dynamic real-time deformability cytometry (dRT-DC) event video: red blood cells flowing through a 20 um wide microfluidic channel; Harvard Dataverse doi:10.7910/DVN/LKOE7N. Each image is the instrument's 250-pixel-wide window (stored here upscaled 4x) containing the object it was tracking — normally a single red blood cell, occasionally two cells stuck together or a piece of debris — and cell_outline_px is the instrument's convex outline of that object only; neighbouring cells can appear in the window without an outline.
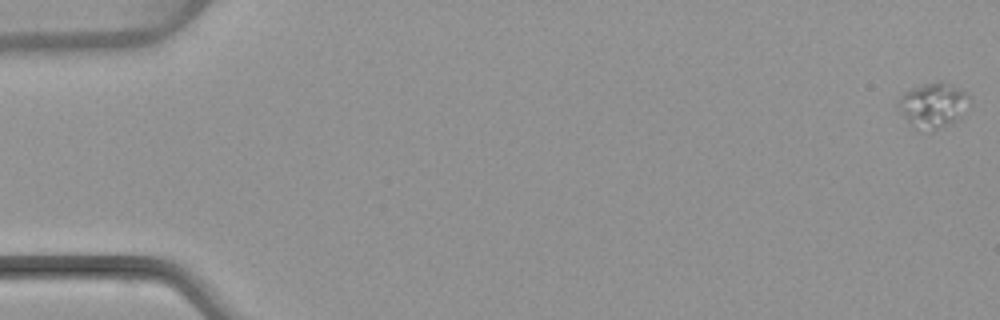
{"species": "common noctule bat (a hibernating species)", "species_latin": "Nyctalus noctula", "temperature_condition": "warm", "stored_images_in_passage": 5, "camera_frame_rate_fps": 3000, "um_per_image_px": 0.085, "animal": {"sex": "female", "body_mass_g": 22.7, "forearm_length_mm": 54.2}, "frame": {"image": 1, "passage_image": 1, "time_ms": 0.0, "image_size_px": [1000, 320], "cell_outline_px": [[972, 104], [960, 120], [932, 132], [912, 128], [896, 104], [900, 96], [904, 92], [912, 88], [924, 84], [940, 80], [944, 80], [972, 96]], "centroid_in_image_um": [79.39, 8.96], "position_along_channel_um": 5.6, "area_um2": 19.54}}
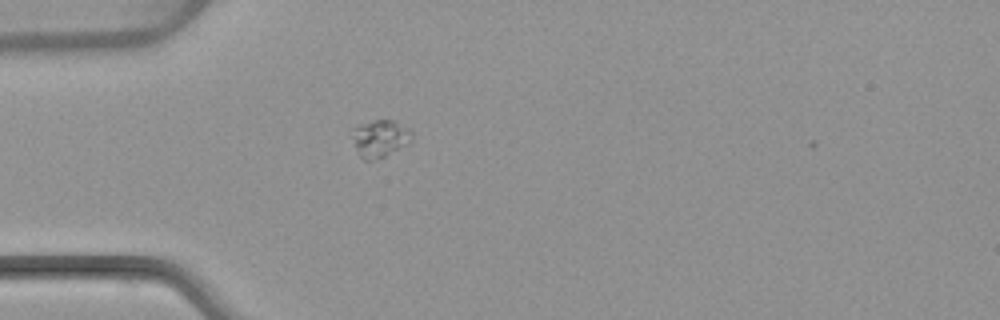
{"frame": {"image": 2, "passage_image": 5, "time_ms": 5.0, "image_size_px": [1000, 320], "cell_outline_px": [[412, 140], [408, 144], [384, 156], [372, 160], [364, 160], [360, 156], [356, 148], [352, 128], [360, 124], [376, 120], [392, 120], [408, 128], [412, 132]], "centroid_in_image_um": [32.32, 11.76], "position_along_channel_um": 52.7, "area_um2": 12.66}}